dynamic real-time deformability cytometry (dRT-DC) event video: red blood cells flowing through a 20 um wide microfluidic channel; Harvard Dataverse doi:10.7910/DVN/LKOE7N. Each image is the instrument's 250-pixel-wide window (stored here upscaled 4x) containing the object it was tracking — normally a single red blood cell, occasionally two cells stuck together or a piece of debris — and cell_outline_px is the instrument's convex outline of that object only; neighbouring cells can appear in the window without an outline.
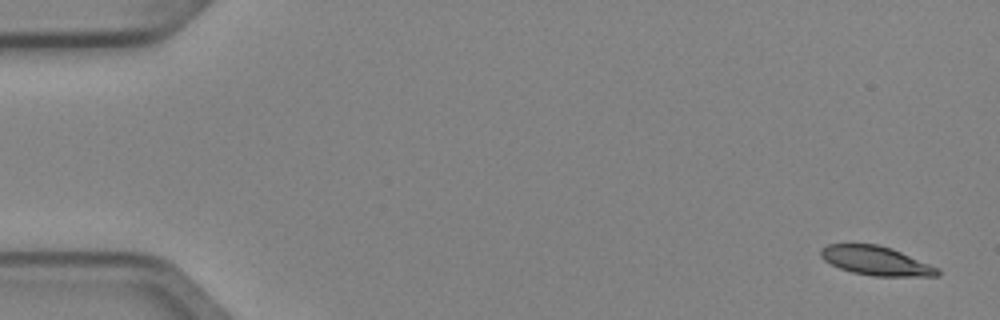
{"species": "Egyptian fruit bat (a non-hibernating species)", "species_latin": "Rousettus aegyptiacus", "temperature_condition": "cold", "stored_images_in_passage": 6, "camera_frame_rate_fps": 3000, "um_per_image_px": 0.085, "animal": {"sex": "female"}, "frame": {"image": 1, "passage_image": 1, "time_ms": 0.0, "image_size_px": [1000, 320], "cell_outline_px": [[940, 276], [872, 276], [852, 272], [840, 268], [824, 260], [820, 256], [820, 248], [828, 244], [876, 244], [900, 252], [940, 268]], "centroid_in_image_um": [74.45, 22.17], "position_along_channel_um": 10.5, "area_um2": 19.59}}
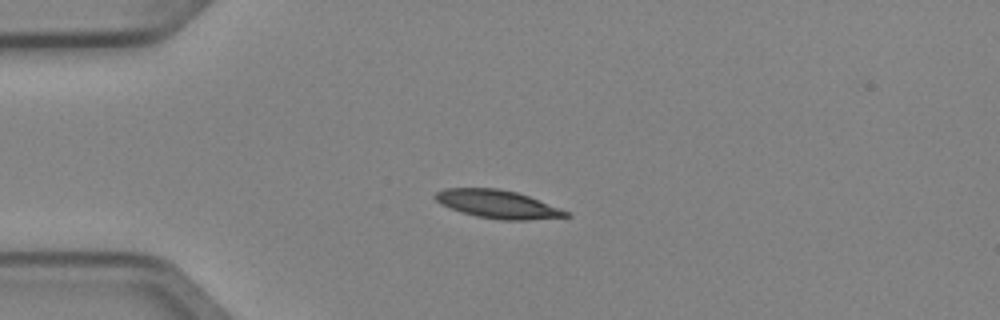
{"frame": {"image": 2, "passage_image": 4, "time_ms": 1.0, "image_size_px": [1000, 320], "cell_outline_px": [[572, 216], [524, 220], [500, 220], [476, 216], [460, 212], [440, 204], [432, 196], [436, 192], [444, 188], [500, 188], [516, 192], [528, 196], [572, 212]], "centroid_in_image_um": [42.3, 17.35], "position_along_channel_um": 42.7, "area_um2": 21.62}}
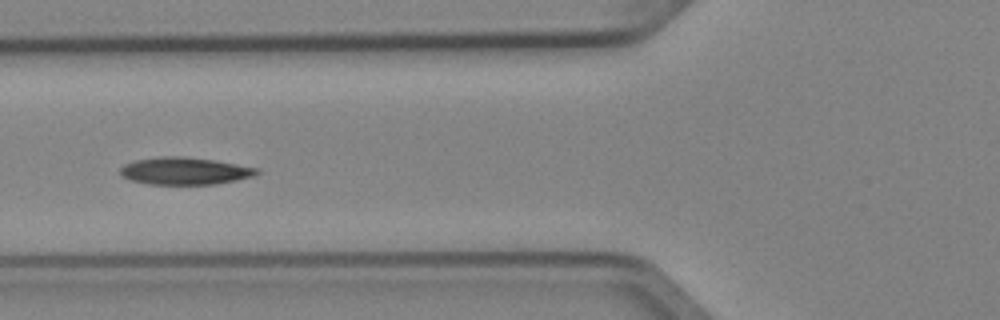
{"frame": {"image": 3, "passage_image": 6, "time_ms": 1.667, "image_size_px": [1000, 320], "cell_outline_px": [[260, 172], [252, 176], [236, 180], [216, 184], [148, 184], [132, 180], [120, 176], [120, 168], [124, 164], [136, 160], [160, 156], [184, 156], [216, 160], [260, 168]], "centroid_in_image_um": [15.71, 14.52], "position_along_channel_um": 110.1, "area_um2": 21.85}}